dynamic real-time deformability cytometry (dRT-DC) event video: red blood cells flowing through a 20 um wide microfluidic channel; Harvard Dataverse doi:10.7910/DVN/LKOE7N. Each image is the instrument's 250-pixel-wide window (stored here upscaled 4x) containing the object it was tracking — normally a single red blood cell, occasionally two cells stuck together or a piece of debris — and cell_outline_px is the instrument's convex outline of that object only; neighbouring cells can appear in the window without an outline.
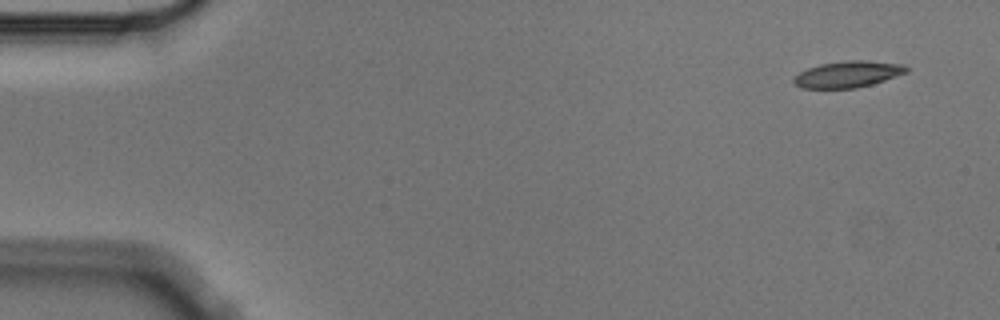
{"species": "Egyptian fruit bat (a non-hibernating species)", "species_latin": "Rousettus aegyptiacus", "temperature_condition": "cold", "stored_images_in_passage": 5, "camera_frame_rate_fps": 3000, "um_per_image_px": 0.085, "animal": {"sex": "male"}, "frame": {"image": 1, "passage_image": 1, "time_ms": 0.0, "image_size_px": [1000, 320], "cell_outline_px": [[908, 72], [872, 84], [856, 88], [800, 88], [792, 80], [800, 72], [808, 68], [820, 64], [844, 60], [868, 60], [904, 64], [908, 68]], "centroid_in_image_um": [72.09, 6.3], "position_along_channel_um": 12.9, "area_um2": 17.34}}
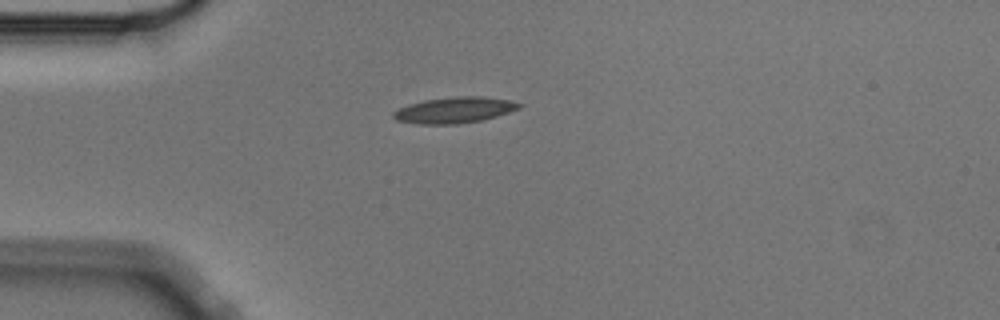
{"frame": {"image": 2, "passage_image": 4, "time_ms": 1.0, "image_size_px": [1000, 320], "cell_outline_px": [[524, 104], [520, 108], [484, 120], [456, 124], [420, 124], [396, 120], [392, 116], [392, 112], [408, 104], [424, 100], [460, 96], [484, 96], [508, 100]], "centroid_in_image_um": [38.63, 9.35], "position_along_channel_um": 46.4, "area_um2": 19.02}}